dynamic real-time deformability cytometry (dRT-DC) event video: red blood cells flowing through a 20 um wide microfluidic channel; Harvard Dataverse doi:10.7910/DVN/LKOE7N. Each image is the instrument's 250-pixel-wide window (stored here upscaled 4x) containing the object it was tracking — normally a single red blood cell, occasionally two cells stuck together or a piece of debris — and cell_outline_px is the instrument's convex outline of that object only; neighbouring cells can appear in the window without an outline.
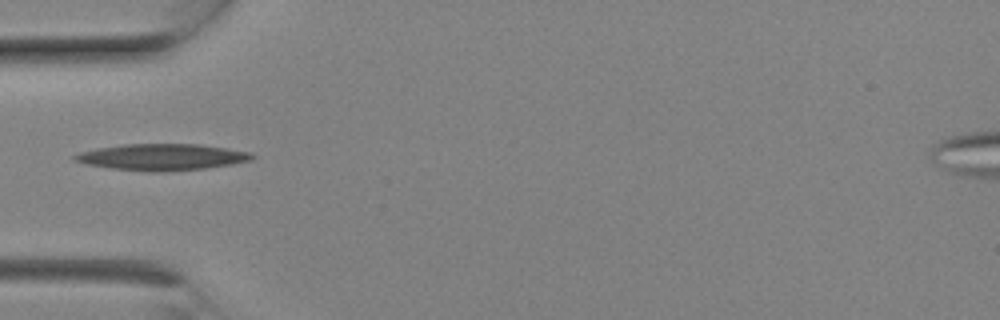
{"species": "Egyptian fruit bat (a non-hibernating species)", "species_latin": "Rousettus aegyptiacus", "temperature_condition": "room temperature", "stored_images_in_passage": 3, "camera_frame_rate_fps": 3000, "um_per_image_px": 0.085, "animal": {"sex": "female"}, "frame": {"image": 1, "passage_image": 1, "time_ms": 0.0, "image_size_px": [1000, 320], "cell_outline_px": [[256, 156], [252, 160], [232, 164], [204, 168], [160, 172], [152, 172], [112, 168], [88, 164], [72, 160], [72, 156], [80, 152], [96, 148], [124, 144], [200, 144], [252, 152]], "centroid_in_image_um": [13.78, 13.34], "position_along_channel_um": 71.2, "area_um2": 27.28}}
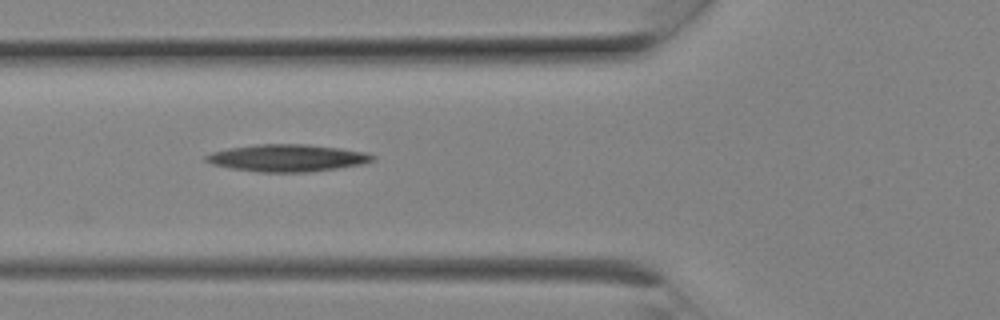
{"frame": {"image": 2, "passage_image": 2, "time_ms": 0.333, "image_size_px": [1000, 320], "cell_outline_px": [[376, 160], [364, 164], [308, 172], [260, 172], [232, 168], [212, 164], [204, 160], [204, 156], [212, 152], [232, 148], [256, 144], [304, 144], [340, 148], [364, 152], [376, 156]], "centroid_in_image_um": [24.45, 13.43], "position_along_channel_um": 101.4, "area_um2": 26.24}}
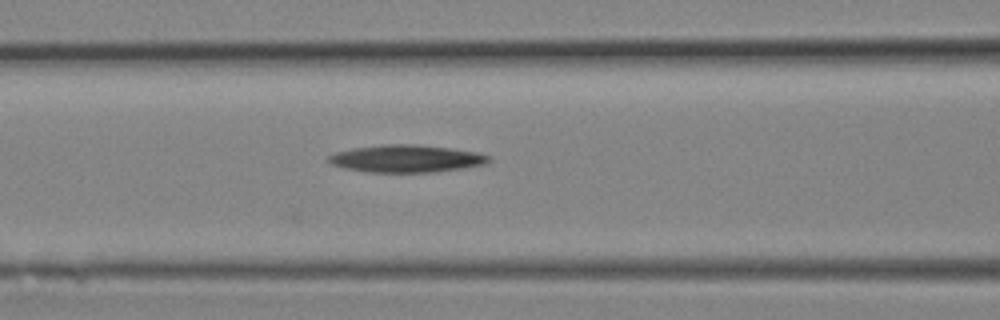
{"frame": {"image": 3, "passage_image": 3, "time_ms": 0.667, "image_size_px": [1000, 320], "cell_outline_px": [[492, 160], [484, 164], [464, 168], [436, 172], [368, 172], [344, 168], [332, 164], [328, 160], [328, 156], [336, 152], [352, 148], [384, 144], [412, 144], [448, 148], [480, 152], [492, 156]], "centroid_in_image_um": [34.58, 13.48], "position_along_channel_um": 132.0, "area_um2": 25.66}}